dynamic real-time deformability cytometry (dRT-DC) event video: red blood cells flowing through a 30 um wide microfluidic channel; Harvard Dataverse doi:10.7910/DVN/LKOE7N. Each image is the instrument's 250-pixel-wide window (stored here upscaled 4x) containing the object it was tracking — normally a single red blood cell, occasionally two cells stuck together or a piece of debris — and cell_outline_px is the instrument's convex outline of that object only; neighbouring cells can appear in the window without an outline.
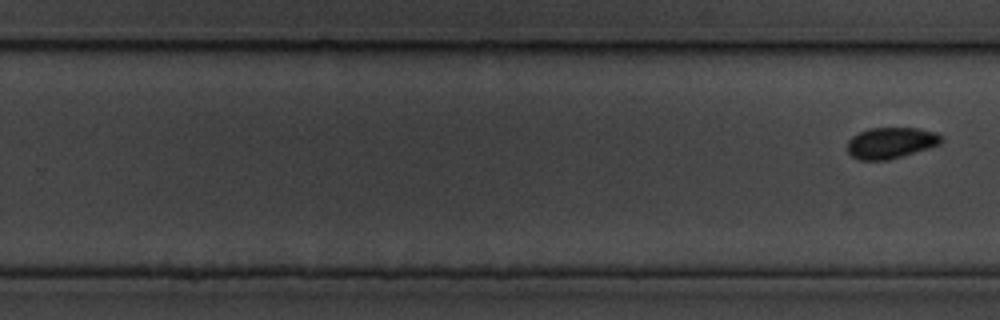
{"species": "common noctule bat (a hibernating species)", "species_latin": "Nyctalus noctula", "temperature_condition": "cold", "stored_images_in_passage": 7, "segment_of_instrument_passage": [2, 2], "camera_frame_rate_fps": 3000, "um_per_image_px": 0.085, "animal": {"sex": "male", "body_mass_g": 19.5, "forearm_length_mm": 54.6}, "frame": {"image": 1, "passage_image": 7, "time_ms": 8.0, "image_size_px": [1000, 320], "cell_outline_px": [[944, 140], [940, 144], [928, 148], [888, 160], [860, 160], [852, 156], [848, 152], [848, 140], [852, 136], [868, 128], [920, 128], [936, 132]], "centroid_in_image_um": [75.72, 12.13], "position_along_channel_um": 254.1, "area_um2": 16.99}}